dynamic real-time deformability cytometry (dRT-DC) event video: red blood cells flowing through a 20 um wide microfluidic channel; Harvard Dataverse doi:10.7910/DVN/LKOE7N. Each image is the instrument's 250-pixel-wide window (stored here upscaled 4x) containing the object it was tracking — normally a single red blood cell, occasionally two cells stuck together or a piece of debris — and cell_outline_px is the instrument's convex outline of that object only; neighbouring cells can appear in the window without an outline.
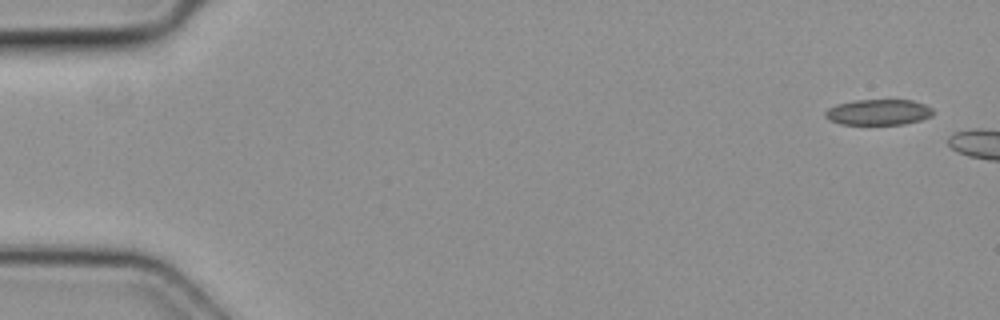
{"species": "common noctule bat (a hibernating species)", "species_latin": "Nyctalus noctula", "temperature_condition": "cold", "stored_images_in_passage": 3, "camera_frame_rate_fps": 3000, "um_per_image_px": 0.085, "animal": {"sex": "female", "body_mass_g": 19.3, "forearm_length_mm": 54.1}, "frame": {"image": 1, "passage_image": 1, "time_ms": 0.0, "image_size_px": [1000, 320], "cell_outline_px": [[936, 112], [932, 116], [920, 120], [904, 124], [840, 124], [828, 120], [824, 116], [824, 112], [828, 108], [836, 104], [856, 100], [912, 100], [924, 104], [932, 108]], "centroid_in_image_um": [74.66, 9.53], "position_along_channel_um": 10.3, "area_um2": 16.3}}